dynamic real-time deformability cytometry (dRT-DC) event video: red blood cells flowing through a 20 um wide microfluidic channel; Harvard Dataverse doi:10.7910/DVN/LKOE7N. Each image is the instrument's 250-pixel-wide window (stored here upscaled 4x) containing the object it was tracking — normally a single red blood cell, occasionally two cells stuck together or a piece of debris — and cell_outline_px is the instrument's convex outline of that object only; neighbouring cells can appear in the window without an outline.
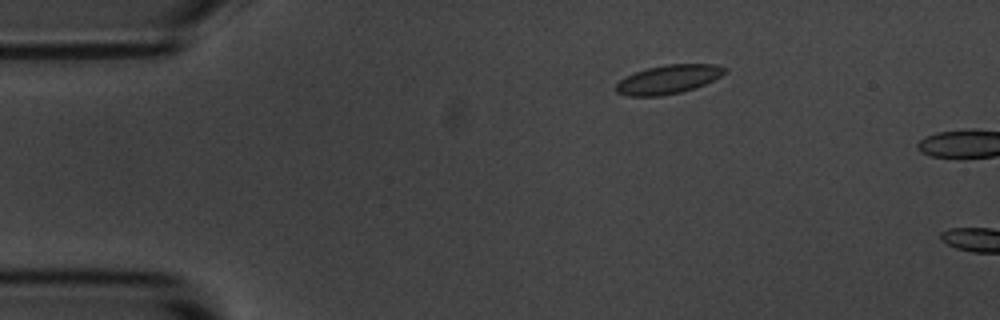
{"species": "common noctule bat (a hibernating species)", "species_latin": "Nyctalus noctula", "temperature_condition": "room temperature", "stored_images_in_passage": 4, "camera_frame_rate_fps": 3000, "um_per_image_px": 0.085, "animal": {"sex": "male", "body_mass_g": 20.1, "forearm_length_mm": 53.5}, "frame": {"image": 1, "passage_image": 3, "time_ms": 2.333, "image_size_px": [1000, 320], "cell_outline_px": [[728, 68], [720, 76], [704, 84], [680, 92], [660, 96], [628, 96], [616, 92], [616, 84], [624, 76], [648, 68], [668, 64], [716, 64]], "centroid_in_image_um": [56.78, 6.74], "position_along_channel_um": 28.2, "area_um2": 18.03}}